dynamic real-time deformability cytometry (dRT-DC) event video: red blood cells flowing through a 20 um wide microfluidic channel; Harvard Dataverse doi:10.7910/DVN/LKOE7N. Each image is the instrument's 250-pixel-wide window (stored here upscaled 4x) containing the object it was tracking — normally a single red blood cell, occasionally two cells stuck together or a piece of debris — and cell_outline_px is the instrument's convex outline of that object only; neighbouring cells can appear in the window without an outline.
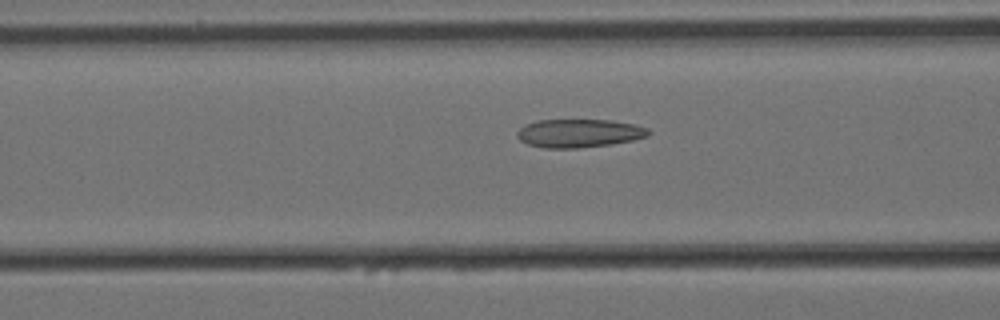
{"species": "Egyptian fruit bat (a non-hibernating species)", "species_latin": "Rousettus aegyptiacus", "temperature_condition": "cold", "stored_images_in_passage": 53, "camera_frame_rate_fps": 3000, "um_per_image_px": 0.085, "animal": {"sex": "female"}, "frame": {"image": 1, "passage_image": 16, "time_ms": 5.0, "image_size_px": [1000, 320], "cell_outline_px": [[652, 132], [648, 136], [632, 140], [612, 144], [580, 148], [544, 148], [528, 144], [520, 140], [516, 136], [516, 132], [524, 124], [536, 120], [612, 120], [632, 124], [648, 128]], "centroid_in_image_um": [49.2, 11.32], "position_along_channel_um": 117.4, "area_um2": 21.85}}
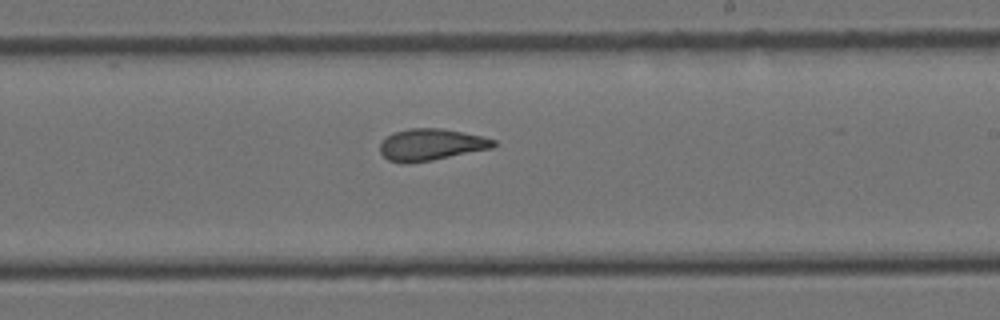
{"frame": {"image": 2, "passage_image": 28, "time_ms": 9.0, "image_size_px": [1000, 320], "cell_outline_px": [[496, 144], [492, 148], [432, 160], [408, 164], [400, 164], [388, 160], [380, 152], [380, 144], [392, 132], [408, 128], [440, 128], [480, 136], [496, 140]], "centroid_in_image_um": [36.59, 12.3], "position_along_channel_um": 252.4, "area_um2": 20.92}}
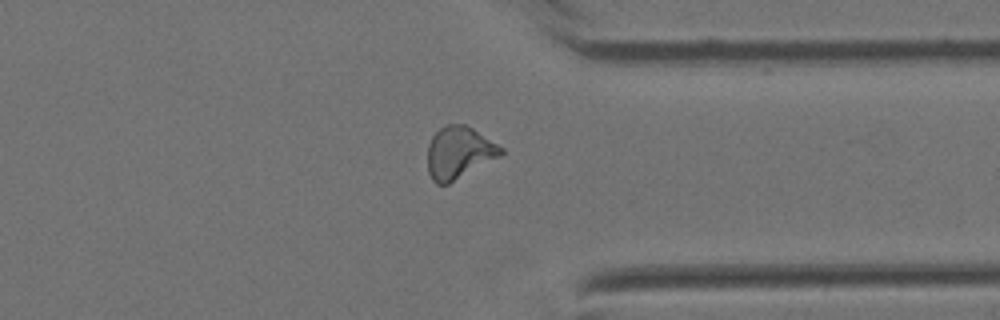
{"frame": {"image": 3, "passage_image": 39, "time_ms": 12.667, "image_size_px": [1000, 320], "cell_outline_px": [[504, 152], [500, 156], [448, 184], [436, 184], [432, 180], [428, 172], [428, 144], [432, 136], [440, 128], [448, 124], [464, 124], [472, 128], [504, 148]], "centroid_in_image_um": [39.0, 12.97], "position_along_channel_um": 372.4, "area_um2": 22.14}, "authors_computed_cell_mechanics": {"area_um2": 21.5016, "velocity_mm_per_s": 3.3782, "shape_relaxation_time_tau1_ms": null, "shape_relaxation_time_tau2_ms": 2.5667, "deformation_change_tau1": null, "deformation_change_tau2": 0.1104}}